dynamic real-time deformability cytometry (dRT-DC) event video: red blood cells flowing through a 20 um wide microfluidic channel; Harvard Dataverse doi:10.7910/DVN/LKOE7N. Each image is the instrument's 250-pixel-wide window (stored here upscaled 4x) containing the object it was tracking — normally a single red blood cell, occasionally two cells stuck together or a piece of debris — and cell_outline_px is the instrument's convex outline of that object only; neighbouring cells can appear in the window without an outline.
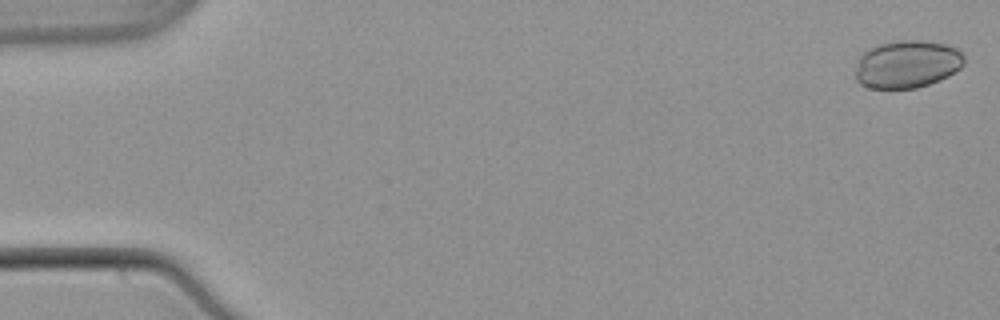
{"species": "common noctule bat (a hibernating species)", "species_latin": "Nyctalus noctula", "temperature_condition": "warm", "stored_images_in_passage": 48, "camera_frame_rate_fps": 3000, "um_per_image_px": 0.085, "animal": {"sex": "male", "body_mass_g": 21.5, "forearm_length_mm": 52.0}, "frame": {"image": 1, "passage_image": 1, "time_ms": 0.0, "image_size_px": [1000, 320], "cell_outline_px": [[964, 64], [960, 68], [948, 76], [940, 80], [916, 88], [868, 88], [860, 84], [856, 80], [856, 68], [860, 56], [868, 48], [880, 44], [900, 40], [924, 40], [944, 44], [956, 48], [964, 56]], "centroid_in_image_um": [77.1, 5.46], "position_along_channel_um": 7.9, "area_um2": 30.23}}
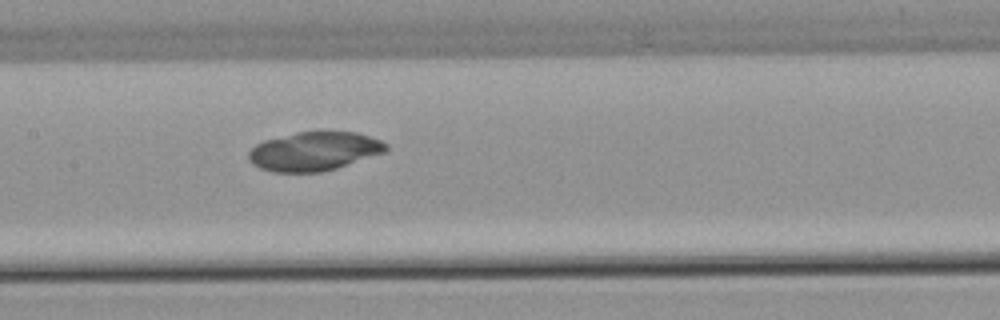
{"frame": {"image": 2, "passage_image": 26, "time_ms": 8.333, "image_size_px": [1000, 320], "cell_outline_px": [[388, 148], [384, 152], [336, 168], [320, 172], [272, 172], [260, 168], [252, 164], [248, 160], [248, 152], [256, 144], [264, 140], [296, 132], [324, 128], [356, 132], [380, 140], [388, 144]], "centroid_in_image_um": [26.69, 12.81], "position_along_channel_um": 180.7, "area_um2": 31.79}}
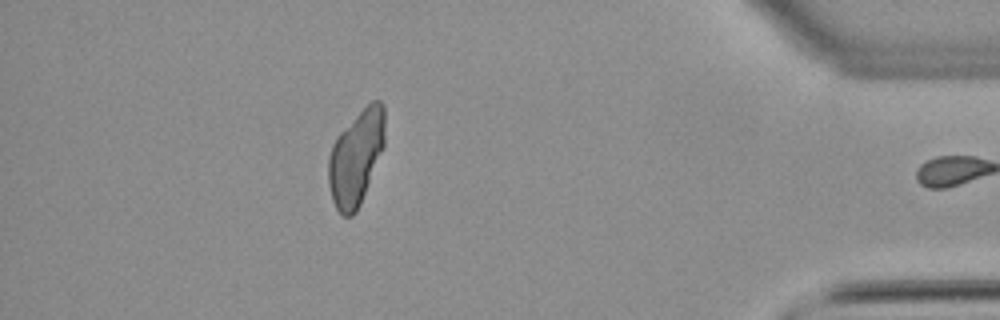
{"frame": {"image": 3, "passage_image": 47, "time_ms": 15.333, "image_size_px": [1000, 320], "cell_outline_px": [[384, 148], [360, 204], [356, 212], [352, 216], [340, 216], [332, 200], [328, 184], [328, 156], [332, 144], [336, 136], [372, 100], [380, 100], [384, 104]], "centroid_in_image_um": [30.25, 13.42], "position_along_channel_um": 405.0, "area_um2": 31.21}}